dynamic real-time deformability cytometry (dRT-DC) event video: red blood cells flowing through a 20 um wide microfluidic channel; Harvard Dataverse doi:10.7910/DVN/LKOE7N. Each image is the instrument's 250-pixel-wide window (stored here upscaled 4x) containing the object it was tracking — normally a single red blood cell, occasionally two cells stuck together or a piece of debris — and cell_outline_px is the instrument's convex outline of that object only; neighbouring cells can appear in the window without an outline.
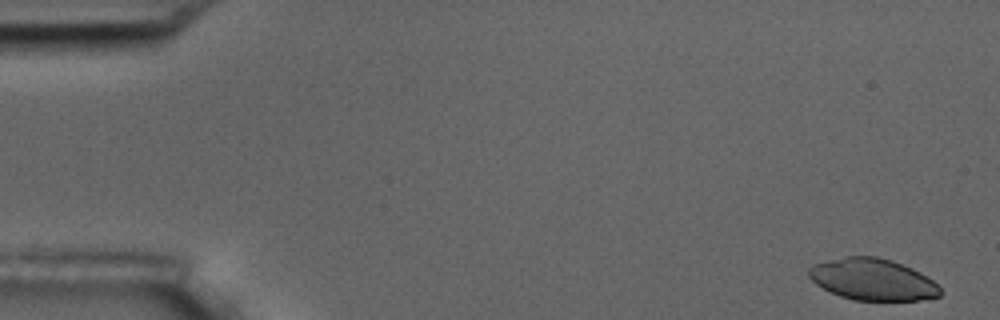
{"species": "common noctule bat (a hibernating species)", "species_latin": "Nyctalus noctula", "temperature_condition": "room temperature", "stored_images_in_passage": 5, "camera_frame_rate_fps": 3000, "um_per_image_px": 0.085, "animal": {"sex": "male", "body_mass_g": 17.5, "forearm_length_mm": 52.3}, "frame": {"image": 1, "passage_image": 1, "time_ms": 0.0, "image_size_px": [1000, 320], "cell_outline_px": [[944, 292], [940, 296], [916, 300], [856, 300], [840, 296], [816, 284], [808, 276], [808, 268], [812, 264], [844, 256], [876, 256], [892, 260], [912, 268], [920, 272], [932, 280]], "centroid_in_image_um": [74.17, 23.74], "position_along_channel_um": 10.8, "area_um2": 31.85}}